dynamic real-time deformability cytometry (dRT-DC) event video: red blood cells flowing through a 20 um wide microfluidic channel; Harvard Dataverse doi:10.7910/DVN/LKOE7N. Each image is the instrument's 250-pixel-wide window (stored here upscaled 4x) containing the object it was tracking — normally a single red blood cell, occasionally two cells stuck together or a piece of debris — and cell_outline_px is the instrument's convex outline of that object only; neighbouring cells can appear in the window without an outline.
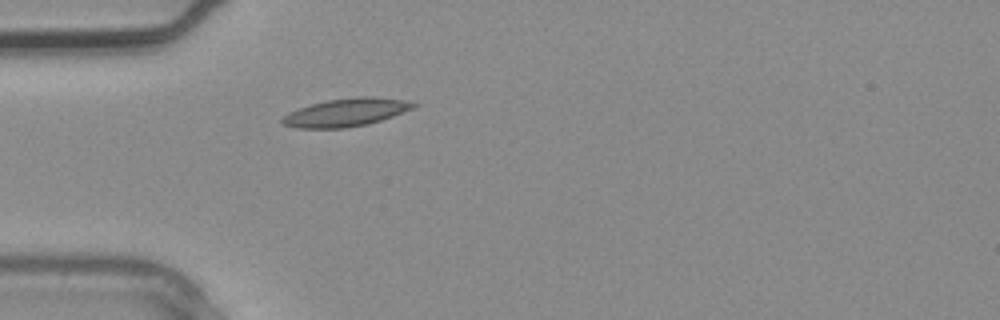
{"species": "common noctule bat (a hibernating species)", "species_latin": "Nyctalus noctula", "temperature_condition": "warm", "stored_images_in_passage": 2, "camera_frame_rate_fps": 3000, "um_per_image_px": 0.085, "animal": {"sex": "male", "body_mass_g": 20.4}, "frame": {"image": 1, "passage_image": 2, "time_ms": 0.333, "image_size_px": [1000, 320], "cell_outline_px": [[420, 104], [412, 108], [392, 116], [368, 124], [344, 128], [296, 128], [284, 124], [280, 120], [288, 112], [312, 104], [328, 100], [356, 96], [372, 96], [404, 100]], "centroid_in_image_um": [29.41, 9.55], "position_along_channel_um": 55.6, "area_um2": 21.21}}